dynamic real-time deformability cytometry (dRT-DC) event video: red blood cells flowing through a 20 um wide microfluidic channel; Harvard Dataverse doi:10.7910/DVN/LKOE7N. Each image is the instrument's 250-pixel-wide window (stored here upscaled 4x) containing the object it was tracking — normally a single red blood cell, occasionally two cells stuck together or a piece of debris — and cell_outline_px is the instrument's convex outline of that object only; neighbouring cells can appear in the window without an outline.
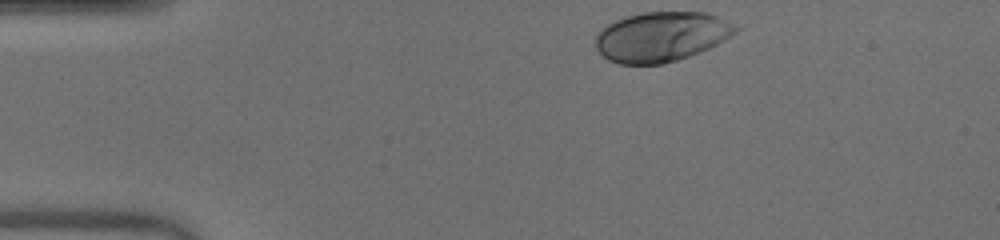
{"species": "human", "species_latin": "Homo sapiens", "temperature_condition": "warm", "stored_images_in_passage": 33, "camera_frame_rate_fps": 3000, "um_per_image_px": 0.085, "donor": {"sex": "male"}, "frame": {"image": 1, "passage_image": 1, "time_ms": 0.0, "image_size_px": [1000, 240], "cell_outline_px": [[740, 28], [736, 32], [724, 40], [700, 52], [676, 60], [660, 64], [620, 64], [608, 60], [596, 48], [596, 36], [600, 28], [616, 20], [628, 16], [644, 12], [704, 12], [716, 16]], "centroid_in_image_um": [56.18, 3.12], "position_along_channel_um": 28.8, "area_um2": 40.29}}
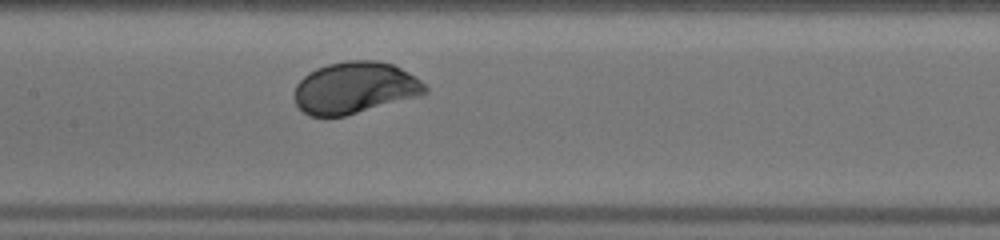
{"frame": {"image": 2, "passage_image": 17, "time_ms": 5.333, "image_size_px": [1000, 240], "cell_outline_px": [[428, 92], [420, 96], [344, 116], [308, 116], [296, 104], [292, 96], [292, 92], [296, 84], [308, 72], [316, 68], [328, 64], [348, 60], [376, 60], [392, 64], [408, 72], [420, 80], [428, 88]], "centroid_in_image_um": [30.13, 7.46], "position_along_channel_um": 177.3, "area_um2": 39.59}}
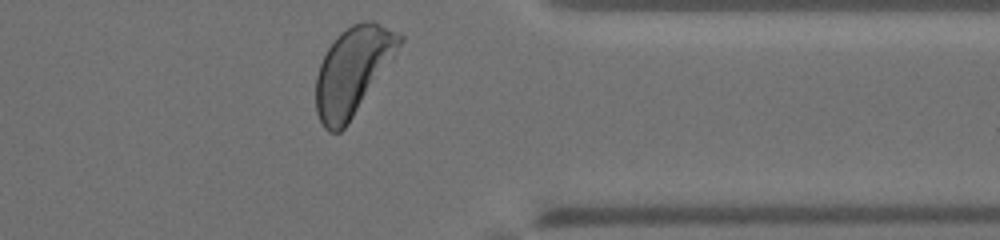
{"frame": {"image": 3, "passage_image": 33, "time_ms": 10.667, "image_size_px": [1000, 240], "cell_outline_px": [[404, 40], [392, 60], [348, 124], [340, 132], [328, 132], [324, 128], [316, 112], [316, 76], [320, 64], [328, 48], [336, 36], [340, 32], [352, 24], [368, 20], [372, 20], [400, 32], [404, 36]], "centroid_in_image_um": [30.0, 6.01], "position_along_channel_um": 381.4, "area_um2": 42.66}, "authors_computed_cell_mechanics": {"area_um2": 39.5352, "velocity_mm_per_s": 4.0009, "shape_relaxation_time_tau1_ms": 1.5463, "shape_relaxation_time_tau2_ms": null, "deformation_change_tau1": 0.1465, "deformation_change_tau2": null}}